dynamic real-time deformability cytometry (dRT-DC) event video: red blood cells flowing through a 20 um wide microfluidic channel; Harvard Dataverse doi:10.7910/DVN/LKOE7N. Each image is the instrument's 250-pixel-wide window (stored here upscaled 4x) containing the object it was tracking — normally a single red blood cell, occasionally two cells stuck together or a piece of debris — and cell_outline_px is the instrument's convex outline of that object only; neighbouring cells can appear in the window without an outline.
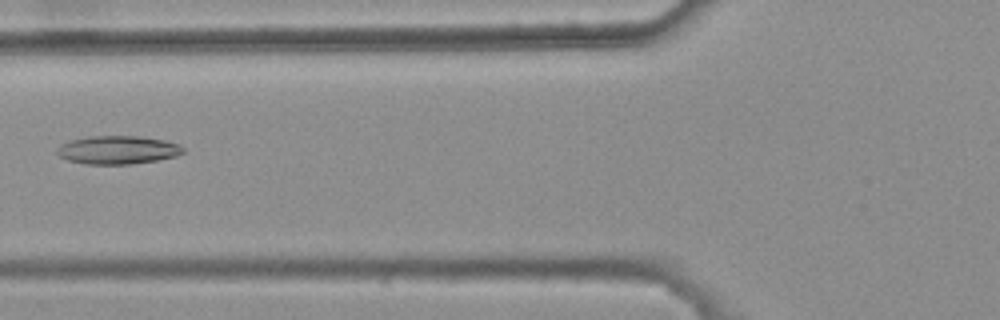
{"species": "common noctule bat (a hibernating species)", "species_latin": "Nyctalus noctula", "temperature_condition": "warm", "stored_images_in_passage": 5, "camera_frame_rate_fps": 3000, "um_per_image_px": 0.085, "animal": {"sex": "female", "body_mass_g": 25.1}, "frame": {"image": 1, "passage_image": 5, "time_ms": 1.333, "image_size_px": [1000, 320], "cell_outline_px": [[184, 152], [176, 156], [156, 160], [128, 164], [84, 164], [68, 160], [60, 156], [56, 152], [56, 148], [60, 144], [72, 140], [88, 136], [140, 136], [164, 140], [180, 144], [184, 148]], "centroid_in_image_um": [10.0, 12.74], "position_along_channel_um": 115.8, "area_um2": 20.81}}